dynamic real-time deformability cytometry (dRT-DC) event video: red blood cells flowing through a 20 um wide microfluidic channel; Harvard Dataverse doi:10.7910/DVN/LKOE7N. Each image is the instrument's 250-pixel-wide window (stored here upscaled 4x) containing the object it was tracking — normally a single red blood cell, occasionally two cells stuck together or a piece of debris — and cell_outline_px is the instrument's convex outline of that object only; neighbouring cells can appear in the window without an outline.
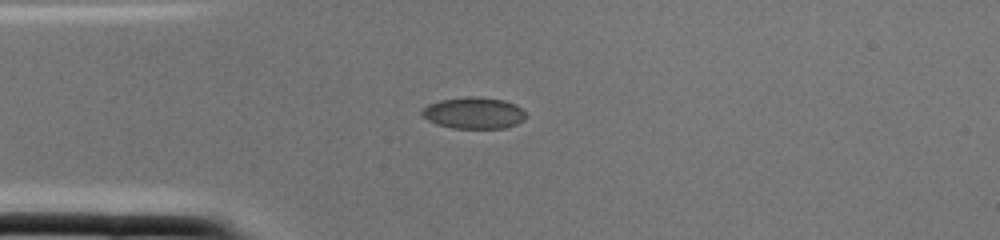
{"species": "common noctule bat (a hibernating species)", "species_latin": "Nyctalus noctula", "temperature_condition": "cold", "stored_images_in_passage": 1, "camera_frame_rate_fps": 3000, "um_per_image_px": 0.085, "animal": {"sex": "female", "body_mass_g": 22.0, "forearm_length_mm": 56.7}, "frame": {"image": 1, "passage_image": 1, "time_ms": 0.0, "image_size_px": [1000, 240], "cell_outline_px": [[528, 116], [524, 120], [516, 124], [504, 128], [452, 128], [436, 124], [428, 120], [420, 112], [428, 104], [440, 100], [468, 96], [480, 96], [504, 100], [516, 104]], "centroid_in_image_um": [40.29, 9.59], "position_along_channel_um": 44.7, "area_um2": 19.19}}